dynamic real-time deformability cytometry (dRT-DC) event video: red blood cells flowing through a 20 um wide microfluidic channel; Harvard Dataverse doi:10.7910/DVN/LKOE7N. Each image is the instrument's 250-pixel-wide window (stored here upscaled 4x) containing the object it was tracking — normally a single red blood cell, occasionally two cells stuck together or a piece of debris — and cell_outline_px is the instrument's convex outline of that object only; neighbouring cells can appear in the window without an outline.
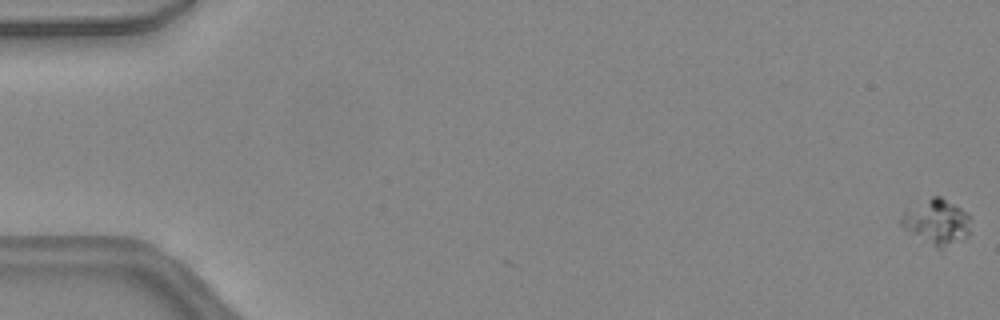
{"species": "common noctule bat (a hibernating species)", "species_latin": "Nyctalus noctula", "temperature_condition": "warm", "stored_images_in_passage": 2, "camera_frame_rate_fps": 3000, "um_per_image_px": 0.085, "animal": {"sex": "female", "body_mass_g": 24.6, "forearm_length_mm": 56.2}, "frame": {"image": 1, "passage_image": 2, "time_ms": 0.333, "image_size_px": [1000, 320], "cell_outline_px": [[968, 236], [964, 240], [940, 248], [936, 248], [904, 228], [900, 224], [900, 220], [904, 212], [932, 196], [940, 196], [960, 208], [968, 216]], "centroid_in_image_um": [79.62, 18.88], "position_along_channel_um": 5.4, "area_um2": 17.63}}